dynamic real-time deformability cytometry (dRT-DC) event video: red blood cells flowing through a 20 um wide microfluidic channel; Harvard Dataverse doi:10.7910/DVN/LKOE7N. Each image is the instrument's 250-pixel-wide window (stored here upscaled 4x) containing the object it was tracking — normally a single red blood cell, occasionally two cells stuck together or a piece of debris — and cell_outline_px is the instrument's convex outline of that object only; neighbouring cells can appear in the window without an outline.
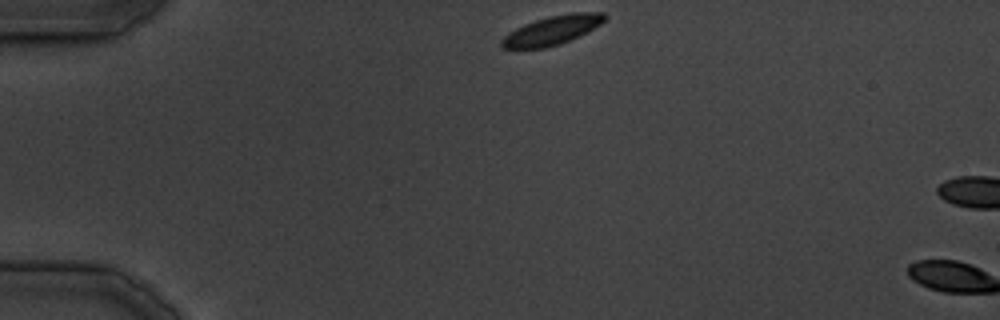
{"species": "common noctule bat (a hibernating species)", "species_latin": "Nyctalus noctula", "temperature_condition": "cold", "stored_images_in_passage": 2, "camera_frame_rate_fps": 3000, "um_per_image_px": 0.085, "animal": {"sex": "male", "body_mass_g": 19.5, "forearm_length_mm": 54.6}, "frame": {"image": 1, "passage_image": 1, "time_ms": 0.0, "image_size_px": [1000, 320], "cell_outline_px": [[608, 16], [600, 24], [560, 44], [544, 48], [504, 48], [500, 44], [500, 40], [508, 32], [524, 24], [536, 20], [552, 16], [572, 12], [604, 12]], "centroid_in_image_um": [46.9, 2.56], "position_along_channel_um": 38.1, "area_um2": 16.99}}